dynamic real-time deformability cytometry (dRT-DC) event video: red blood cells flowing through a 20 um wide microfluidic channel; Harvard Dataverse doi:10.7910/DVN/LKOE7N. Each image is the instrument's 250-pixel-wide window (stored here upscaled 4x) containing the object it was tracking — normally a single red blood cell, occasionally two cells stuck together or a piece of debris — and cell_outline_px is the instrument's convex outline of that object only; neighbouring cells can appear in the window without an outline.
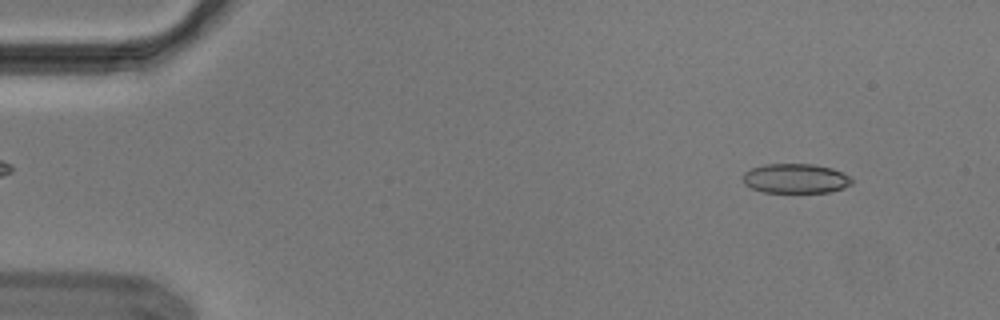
{"species": "Egyptian fruit bat (a non-hibernating species)", "species_latin": "Rousettus aegyptiacus", "temperature_condition": "cold", "stored_images_in_passage": 54, "segment_of_instrument_passage": [1, 2], "camera_frame_rate_fps": 3000, "um_per_image_px": 0.085, "animal": {"sex": "male"}, "frame": {"image": 1, "passage_image": 5, "time_ms": 1.333, "image_size_px": [1000, 320], "cell_outline_px": [[852, 184], [844, 188], [832, 192], [760, 192], [744, 184], [744, 172], [752, 168], [764, 164], [812, 164], [832, 168], [848, 176], [852, 180]], "centroid_in_image_um": [67.62, 15.18], "position_along_channel_um": 17.4, "area_um2": 18.73}}
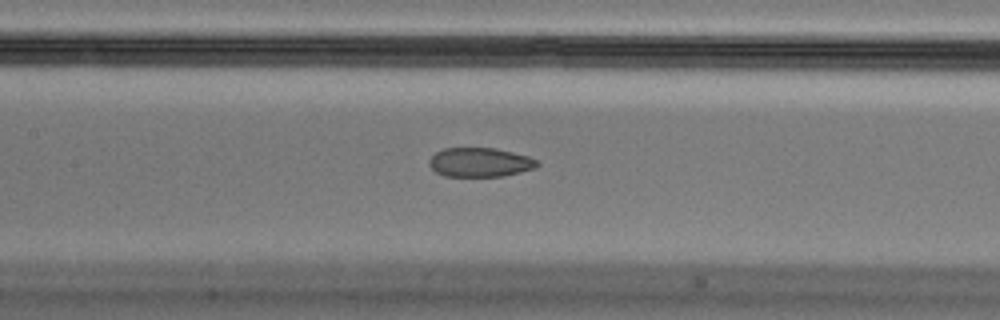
{"frame": {"image": 2, "passage_image": 25, "time_ms": 8.0, "image_size_px": [1000, 320], "cell_outline_px": [[540, 164], [536, 168], [504, 176], [444, 176], [436, 172], [428, 164], [428, 160], [436, 152], [444, 148], [496, 148], [528, 156], [536, 160]], "centroid_in_image_um": [40.79, 13.79], "position_along_channel_um": 166.6, "area_um2": 18.38}}
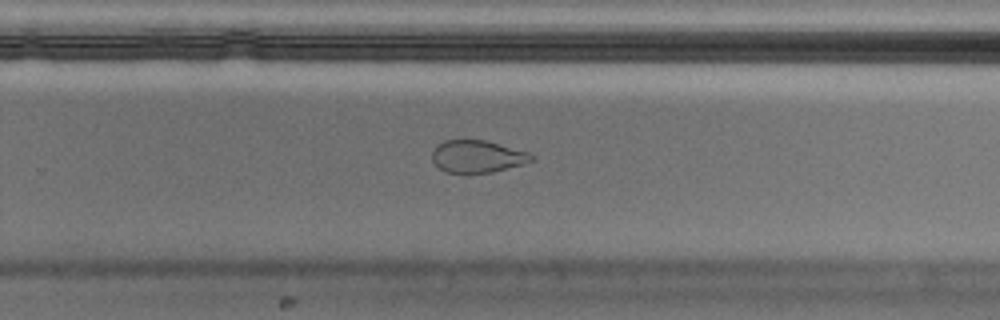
{"frame": {"image": 3, "passage_image": 35, "time_ms": 11.333, "image_size_px": [1000, 320], "cell_outline_px": [[536, 160], [524, 164], [492, 172], [444, 172], [432, 160], [432, 152], [436, 144], [444, 140], [484, 140], [528, 152], [536, 156]], "centroid_in_image_um": [40.59, 13.29], "position_along_channel_um": 289.2, "area_um2": 18.67}}